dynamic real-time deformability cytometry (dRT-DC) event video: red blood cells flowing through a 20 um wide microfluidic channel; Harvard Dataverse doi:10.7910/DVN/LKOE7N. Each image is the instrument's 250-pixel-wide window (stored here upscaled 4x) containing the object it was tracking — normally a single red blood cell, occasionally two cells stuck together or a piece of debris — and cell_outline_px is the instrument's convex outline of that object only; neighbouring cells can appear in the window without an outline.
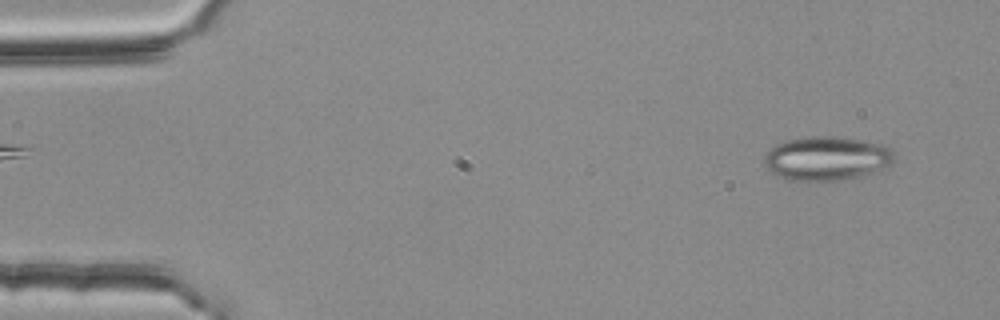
{"species": "common noctule bat (a hibernating species)", "species_latin": "Nyctalus noctula", "temperature_condition": "room temperature", "stored_images_in_passage": 54, "camera_frame_rate_fps": 3000, "um_per_image_px": 0.085, "animal": {"sex": "female", "body_mass_g": 25.1}, "frame": {"image": 1, "passage_image": 3, "time_ms": 0.667, "image_size_px": [1000, 320], "cell_outline_px": [[896, 160], [888, 164], [868, 172], [856, 176], [840, 180], [788, 180], [772, 172], [768, 168], [764, 160], [764, 156], [776, 144], [784, 140], [812, 136], [840, 136], [880, 144], [892, 148], [896, 156]], "centroid_in_image_um": [70.25, 13.43], "position_along_channel_um": 14.7, "area_um2": 32.77}}
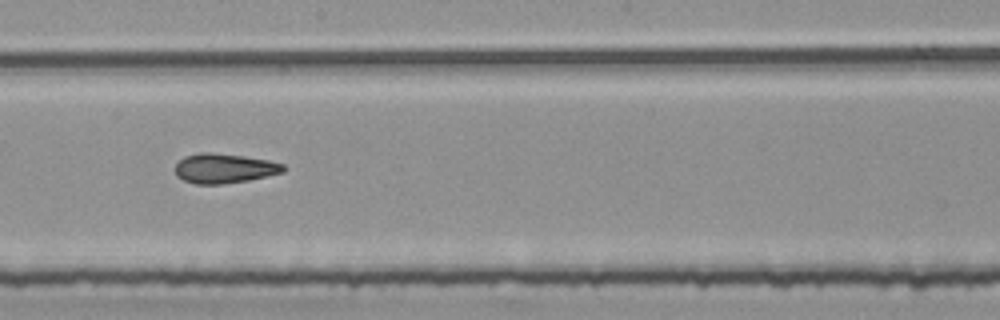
{"frame": {"image": 2, "passage_image": 29, "time_ms": 9.333, "image_size_px": [1000, 320], "cell_outline_px": [[284, 172], [268, 176], [248, 180], [224, 184], [196, 184], [184, 180], [176, 176], [172, 168], [184, 156], [200, 152], [212, 152], [244, 156], [268, 160], [284, 164]], "centroid_in_image_um": [19.02, 14.31], "position_along_channel_um": 229.2, "area_um2": 18.9}}
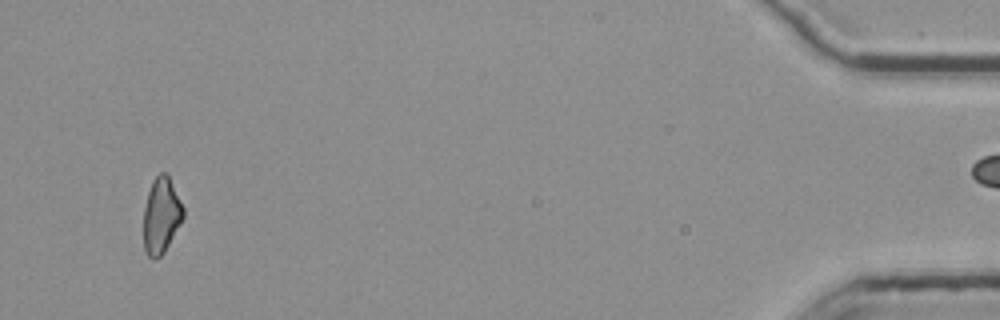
{"frame": {"image": 3, "passage_image": 51, "time_ms": 16.667, "image_size_px": [1000, 320], "cell_outline_px": [[184, 216], [180, 224], [164, 252], [160, 256], [152, 260], [144, 252], [144, 208], [148, 192], [152, 180], [160, 172], [164, 172], [168, 176], [184, 208]], "centroid_in_image_um": [13.69, 18.34], "position_along_channel_um": 421.5, "area_um2": 17.4}, "authors_computed_cell_mechanics": {"area_um2": 18.7272, "velocity_mm_per_s": 3.7838, "shape_relaxation_time_tau1_ms": null, "shape_relaxation_time_tau2_ms": 3.8826, "deformation_change_tau1": null, "deformation_change_tau2": 0.1273}}